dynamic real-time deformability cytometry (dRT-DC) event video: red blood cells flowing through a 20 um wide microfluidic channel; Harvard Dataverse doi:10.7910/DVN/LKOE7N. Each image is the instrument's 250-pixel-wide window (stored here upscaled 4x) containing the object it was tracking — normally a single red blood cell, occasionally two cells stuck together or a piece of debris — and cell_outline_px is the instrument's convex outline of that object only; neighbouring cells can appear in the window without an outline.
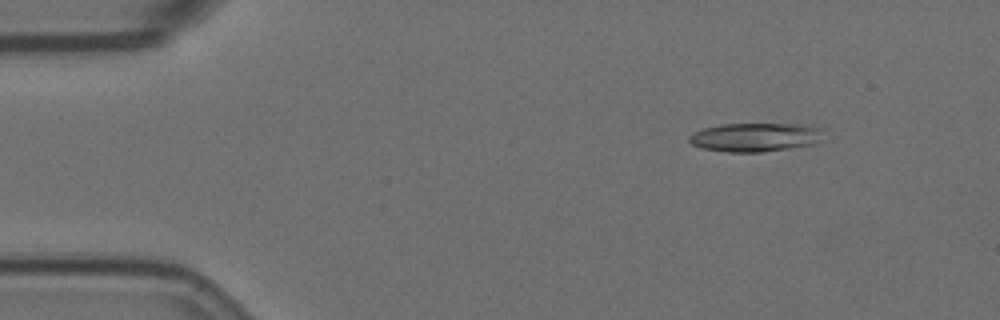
{"species": "Egyptian fruit bat (a non-hibernating species)", "species_latin": "Rousettus aegyptiacus", "temperature_condition": "room temperature", "stored_images_in_passage": 5, "camera_frame_rate_fps": 3000, "um_per_image_px": 0.085, "animal": {"sex": "female"}, "frame": {"image": 1, "passage_image": 2, "time_ms": 0.333, "image_size_px": [1000, 320], "cell_outline_px": [[824, 140], [812, 144], [788, 148], [760, 152], [728, 152], [700, 148], [692, 144], [688, 140], [688, 136], [704, 128], [720, 124], [808, 124], [824, 128]], "centroid_in_image_um": [64.27, 11.65], "position_along_channel_um": 20.7, "area_um2": 22.77}}
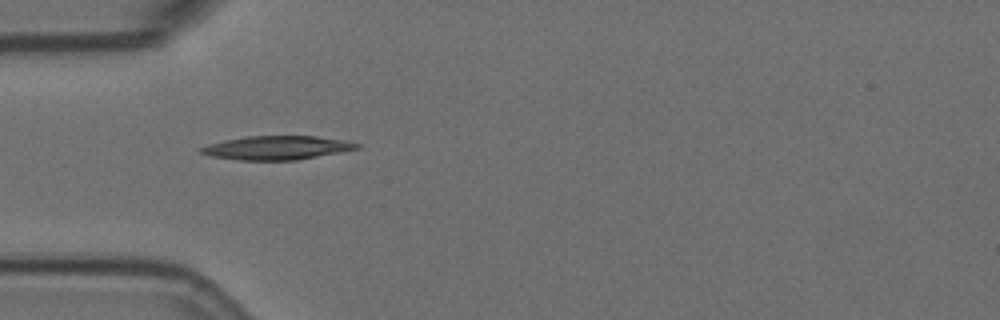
{"frame": {"image": 2, "passage_image": 5, "time_ms": 1.333, "image_size_px": [1000, 320], "cell_outline_px": [[360, 148], [340, 152], [296, 160], [240, 160], [212, 156], [200, 152], [200, 148], [208, 144], [224, 140], [248, 136], [316, 136], [344, 140], [360, 144]], "centroid_in_image_um": [23.55, 12.55], "position_along_channel_um": 61.5, "area_um2": 21.39}}